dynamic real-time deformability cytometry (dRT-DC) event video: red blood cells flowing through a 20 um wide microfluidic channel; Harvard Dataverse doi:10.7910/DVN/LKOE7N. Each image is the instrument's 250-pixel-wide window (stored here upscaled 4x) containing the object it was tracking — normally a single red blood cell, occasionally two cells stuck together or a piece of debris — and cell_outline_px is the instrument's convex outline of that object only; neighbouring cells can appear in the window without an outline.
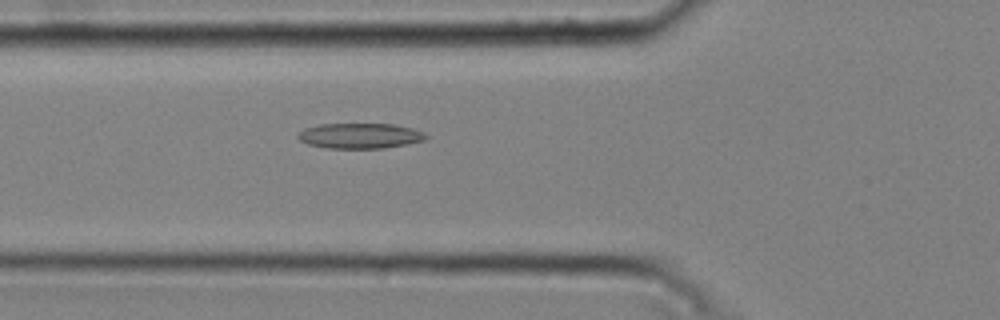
{"species": "common noctule bat (a hibernating species)", "species_latin": "Nyctalus noctula", "temperature_condition": "cold", "stored_images_in_passage": 41, "camera_frame_rate_fps": 3000, "um_per_image_px": 0.085, "animal": {"sex": "male", "body_mass_g": 20.4}, "frame": {"image": 1, "passage_image": 12, "time_ms": 3.667, "image_size_px": [1000, 320], "cell_outline_px": [[428, 136], [424, 140], [408, 144], [384, 148], [328, 148], [308, 144], [300, 140], [296, 136], [304, 128], [320, 124], [396, 124], [412, 128], [424, 132]], "centroid_in_image_um": [30.61, 11.54], "position_along_channel_um": 95.2, "area_um2": 18.9}}
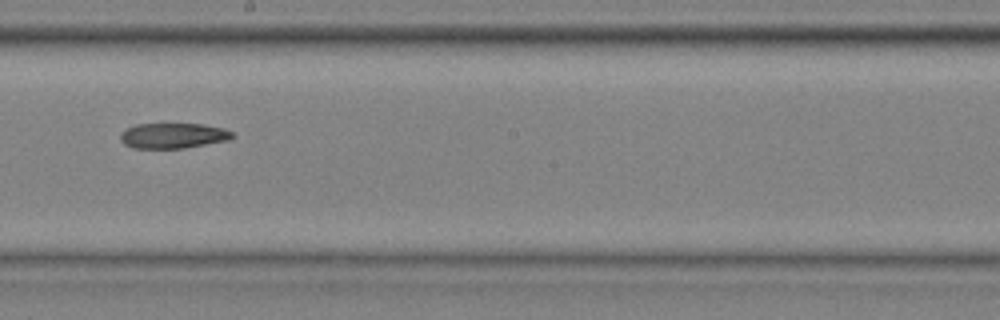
{"frame": {"image": 2, "passage_image": 23, "time_ms": 7.333, "image_size_px": [1000, 320], "cell_outline_px": [[236, 136], [232, 140], [184, 148], [132, 148], [124, 144], [120, 140], [120, 132], [124, 128], [136, 124], [204, 124], [224, 128], [236, 132]], "centroid_in_image_um": [14.76, 11.53], "position_along_channel_um": 233.4, "area_um2": 16.99}}
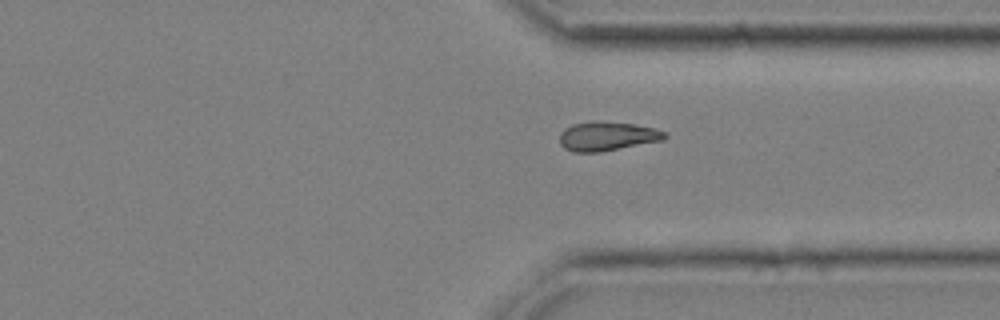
{"frame": {"image": 3, "passage_image": 33, "time_ms": 10.667, "image_size_px": [1000, 320], "cell_outline_px": [[668, 136], [664, 140], [600, 152], [572, 152], [564, 148], [560, 144], [560, 132], [564, 128], [572, 124], [632, 124], [656, 128], [664, 132]], "centroid_in_image_um": [51.62, 11.63], "position_along_channel_um": 359.8, "area_um2": 17.11}}